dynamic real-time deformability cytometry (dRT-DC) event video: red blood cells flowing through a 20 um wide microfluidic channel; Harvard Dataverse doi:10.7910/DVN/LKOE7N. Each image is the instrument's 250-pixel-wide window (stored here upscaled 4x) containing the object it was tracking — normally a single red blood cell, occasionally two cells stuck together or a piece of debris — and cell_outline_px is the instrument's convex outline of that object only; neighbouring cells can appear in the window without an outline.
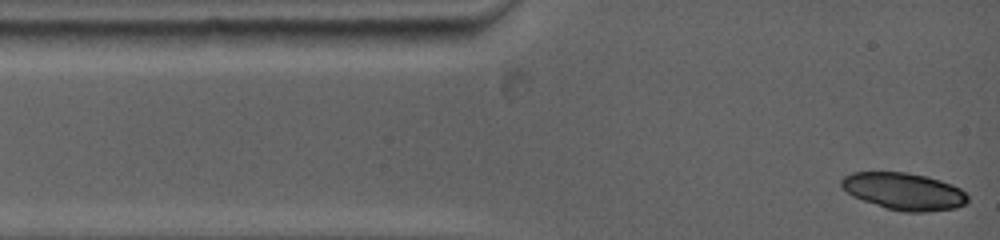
{"species": "common noctule bat (a hibernating species)", "species_latin": "Nyctalus noctula", "temperature_condition": "warm", "stored_images_in_passage": 6, "camera_frame_rate_fps": 5000, "um_per_image_px": 0.085, "animal": {"sex": "female", "body_mass_g": 19.0, "forearm_length_mm": 53.3}, "frame": {"image": 1, "passage_image": 1, "time_ms": 0.0, "image_size_px": [1000, 240], "cell_outline_px": [[968, 200], [964, 204], [956, 208], [928, 212], [904, 212], [884, 208], [852, 196], [840, 184], [840, 180], [844, 176], [852, 172], [904, 172], [928, 176], [952, 184], [960, 188], [968, 196]], "centroid_in_image_um": [76.84, 16.26], "position_along_channel_um": 8.2, "area_um2": 27.46}}